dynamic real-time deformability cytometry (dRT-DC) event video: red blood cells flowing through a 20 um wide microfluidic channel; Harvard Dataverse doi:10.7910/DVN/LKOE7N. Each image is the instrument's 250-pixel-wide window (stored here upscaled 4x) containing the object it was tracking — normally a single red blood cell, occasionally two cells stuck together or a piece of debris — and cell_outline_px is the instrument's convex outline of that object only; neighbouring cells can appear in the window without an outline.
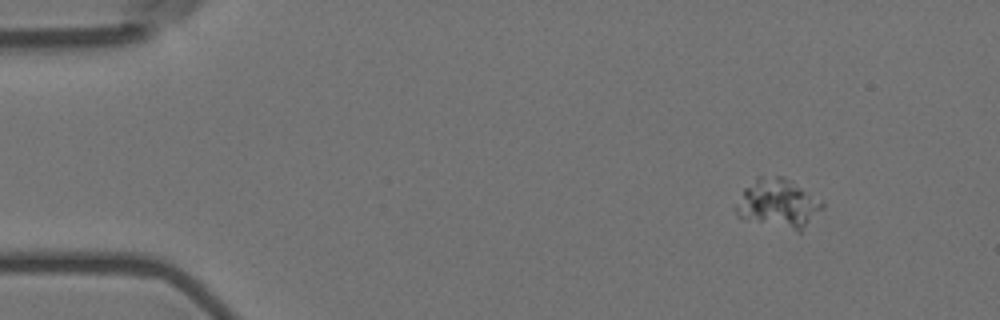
{"species": "Egyptian fruit bat (a non-hibernating species)", "species_latin": "Rousettus aegyptiacus", "temperature_condition": "room temperature", "stored_images_in_passage": 52, "camera_frame_rate_fps": 3000, "um_per_image_px": 0.085, "animal": {"sex": "female"}, "frame": {"image": 1, "passage_image": 1, "time_ms": 0.0, "image_size_px": [1000, 320], "cell_outline_px": [[824, 208], [800, 232], [744, 220], [736, 212], [736, 208], [744, 188], [756, 176], [784, 176], [824, 200]], "centroid_in_image_um": [66.19, 17.29], "position_along_channel_um": 18.8, "area_um2": 24.91}}
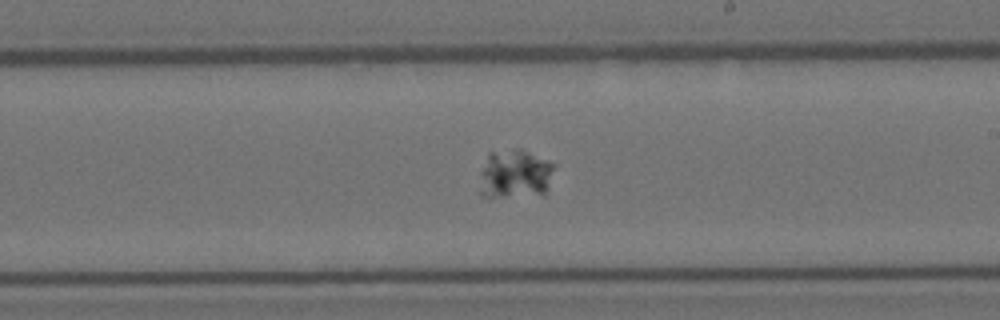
{"frame": {"image": 2, "passage_image": 28, "time_ms": 9.0, "image_size_px": [1000, 320], "cell_outline_px": [[556, 164], [544, 196], [480, 196], [480, 172], [488, 152], [516, 148], [520, 148], [548, 160]], "centroid_in_image_um": [43.78, 14.78], "position_along_channel_um": 245.2, "area_um2": 21.73}}
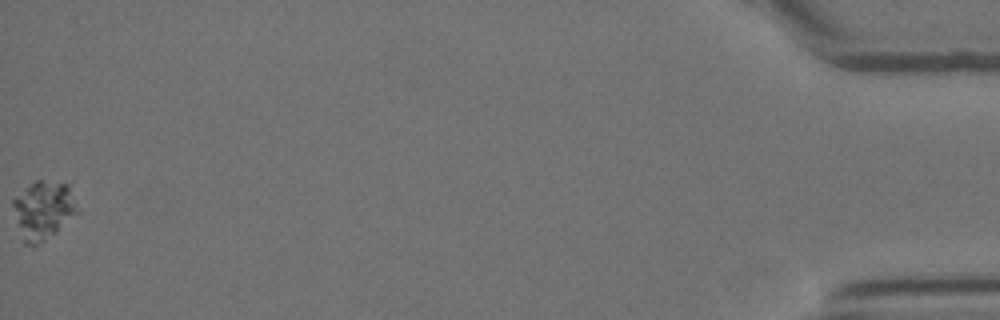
{"frame": {"image": 3, "passage_image": 52, "time_ms": 17.0, "image_size_px": [1000, 320], "cell_outline_px": [[80, 212], [56, 232], [44, 240], [36, 244], [24, 244], [20, 240], [12, 204], [12, 200], [16, 196], [36, 180], [72, 180]], "centroid_in_image_um": [3.77, 17.79], "position_along_channel_um": 431.4, "area_um2": 22.89}}